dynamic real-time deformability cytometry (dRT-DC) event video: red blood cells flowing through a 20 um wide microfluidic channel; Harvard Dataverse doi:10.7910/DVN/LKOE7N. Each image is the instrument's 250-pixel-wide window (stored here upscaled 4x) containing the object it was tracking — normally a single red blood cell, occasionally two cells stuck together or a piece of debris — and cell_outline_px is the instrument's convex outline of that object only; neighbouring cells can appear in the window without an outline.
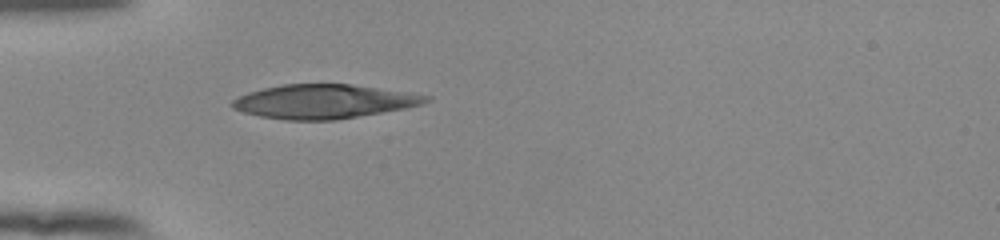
{"species": "human", "species_latin": "Homo sapiens", "temperature_condition": "room temperature", "stored_images_in_passage": 37, "camera_frame_rate_fps": 3000, "um_per_image_px": 0.085, "donor": {"sex": "female"}, "frame": {"image": 1, "passage_image": 1, "time_ms": 0.0, "image_size_px": [1000, 240], "cell_outline_px": [[432, 100], [424, 104], [408, 108], [336, 120], [284, 120], [260, 116], [244, 112], [232, 108], [232, 100], [248, 92], [264, 88], [284, 84], [352, 84], [408, 92], [432, 96]], "centroid_in_image_um": [27.59, 8.63], "position_along_channel_um": 57.4, "area_um2": 38.61}}
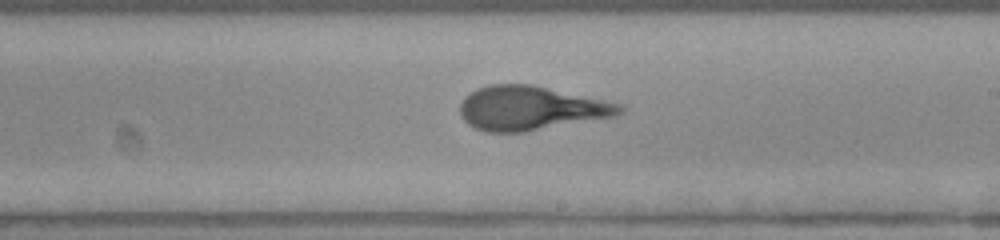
{"frame": {"image": 2, "passage_image": 16, "time_ms": 5.0, "image_size_px": [1000, 240], "cell_outline_px": [[624, 112], [616, 116], [524, 132], [484, 132], [468, 124], [460, 116], [460, 104], [464, 96], [476, 88], [488, 84], [532, 84], [620, 104], [624, 108]], "centroid_in_image_um": [45.06, 9.19], "position_along_channel_um": 243.9, "area_um2": 41.04}}
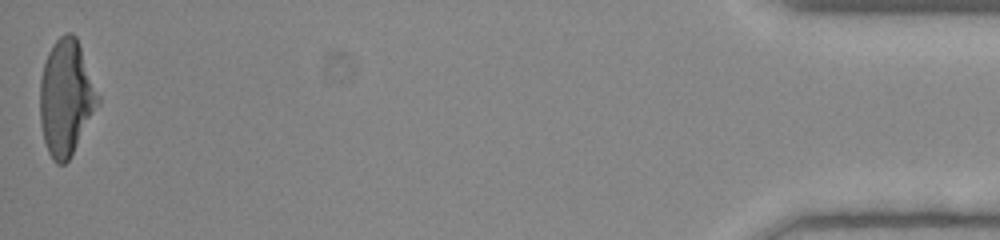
{"frame": {"image": 3, "passage_image": 37, "time_ms": 12.0, "image_size_px": [1000, 240], "cell_outline_px": [[100, 100], [68, 160], [64, 164], [56, 164], [52, 160], [48, 152], [44, 140], [40, 124], [40, 80], [44, 64], [48, 52], [56, 40], [64, 32], [72, 32], [76, 36], [100, 96]], "centroid_in_image_um": [5.6, 8.27], "position_along_channel_um": 429.6, "area_um2": 38.67}, "authors_computed_cell_mechanics": {"area_um2": 39.9976, "velocity_mm_per_s": 3.8869, "shape_relaxation_time_tau1_ms": 5.176, "shape_relaxation_time_tau2_ms": 0.8635, "deformation_change_tau1": 0.2337, "deformation_change_tau2": 0.0858}}